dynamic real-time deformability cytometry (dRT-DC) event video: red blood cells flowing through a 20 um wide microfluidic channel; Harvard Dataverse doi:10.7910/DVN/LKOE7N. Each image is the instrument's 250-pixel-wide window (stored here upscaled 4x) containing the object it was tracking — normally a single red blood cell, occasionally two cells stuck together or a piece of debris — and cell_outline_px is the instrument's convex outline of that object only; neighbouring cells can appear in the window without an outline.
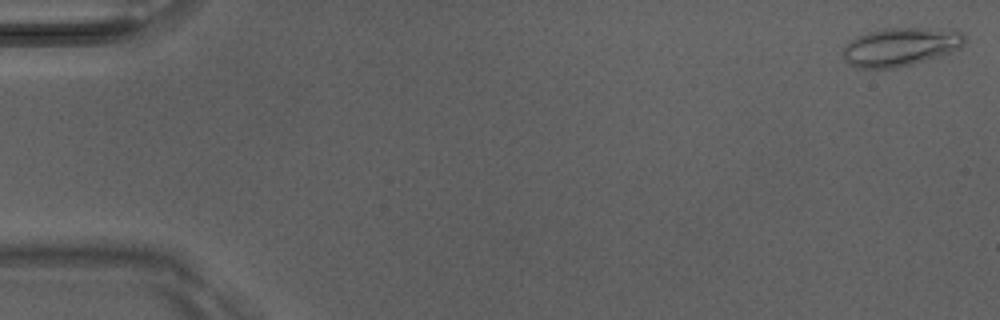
{"species": "Egyptian fruit bat (a non-hibernating species)", "species_latin": "Rousettus aegyptiacus", "temperature_condition": "room temperature", "stored_images_in_passage": 25, "camera_frame_rate_fps": 3000, "um_per_image_px": 0.085, "animal": {"sex": "male"}, "frame": {"image": 1, "passage_image": 1, "time_ms": 0.0, "image_size_px": [1000, 320], "cell_outline_px": [[968, 40], [960, 48], [912, 64], [896, 68], [856, 68], [848, 64], [844, 60], [840, 52], [856, 36], [868, 32], [884, 28], [924, 28], [960, 32]], "centroid_in_image_um": [76.47, 3.99], "position_along_channel_um": 8.5, "area_um2": 26.99}}